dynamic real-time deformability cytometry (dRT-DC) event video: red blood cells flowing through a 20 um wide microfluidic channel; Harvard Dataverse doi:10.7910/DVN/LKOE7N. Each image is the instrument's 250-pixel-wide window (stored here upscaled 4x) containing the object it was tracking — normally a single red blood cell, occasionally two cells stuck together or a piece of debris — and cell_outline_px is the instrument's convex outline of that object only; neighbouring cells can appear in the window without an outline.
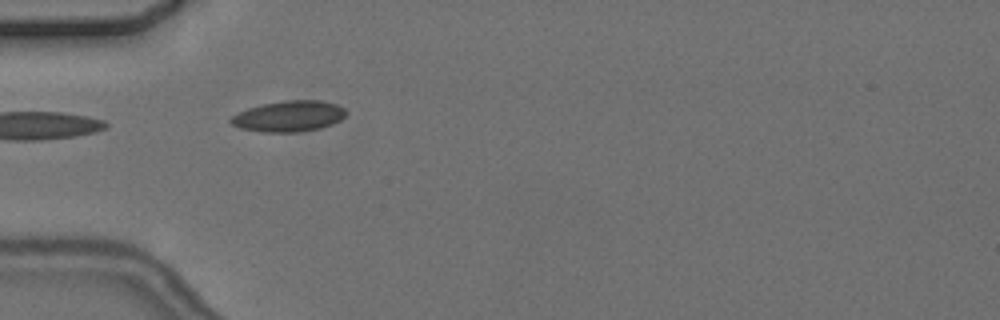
{"species": "common noctule bat (a hibernating species)", "species_latin": "Nyctalus noctula", "temperature_condition": "cold", "stored_images_in_passage": 5, "camera_frame_rate_fps": 3000, "um_per_image_px": 0.085, "animal": {"sex": "female", "body_mass_g": 24.6, "forearm_length_mm": 56.2}, "frame": {"image": 1, "passage_image": 3, "time_ms": 3.0, "image_size_px": [1000, 320], "cell_outline_px": [[348, 112], [340, 120], [332, 124], [320, 128], [300, 132], [260, 132], [240, 128], [232, 124], [228, 120], [232, 116], [248, 108], [264, 104], [284, 100], [320, 100], [336, 104], [344, 108]], "centroid_in_image_um": [24.56, 9.88], "position_along_channel_um": 60.4, "area_um2": 20.75}}
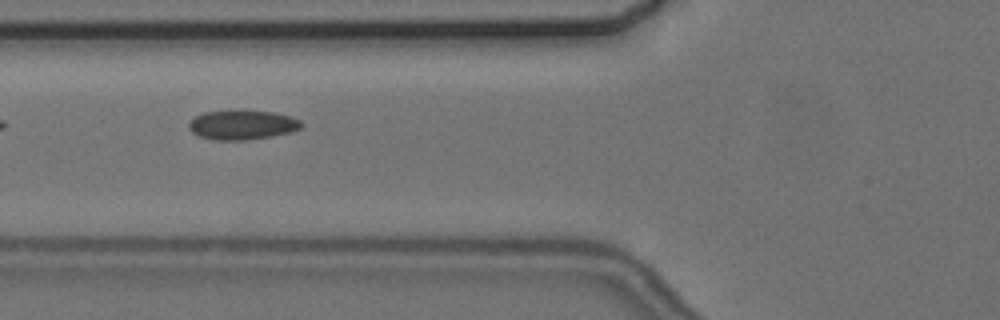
{"frame": {"image": 2, "passage_image": 4, "time_ms": 4.333, "image_size_px": [1000, 320], "cell_outline_px": [[304, 124], [300, 128], [292, 132], [272, 136], [248, 140], [216, 140], [200, 136], [192, 132], [188, 128], [188, 124], [196, 116], [204, 112], [236, 108], [272, 112], [292, 116], [300, 120]], "centroid_in_image_um": [20.61, 10.58], "position_along_channel_um": 105.2, "area_um2": 19.88}}
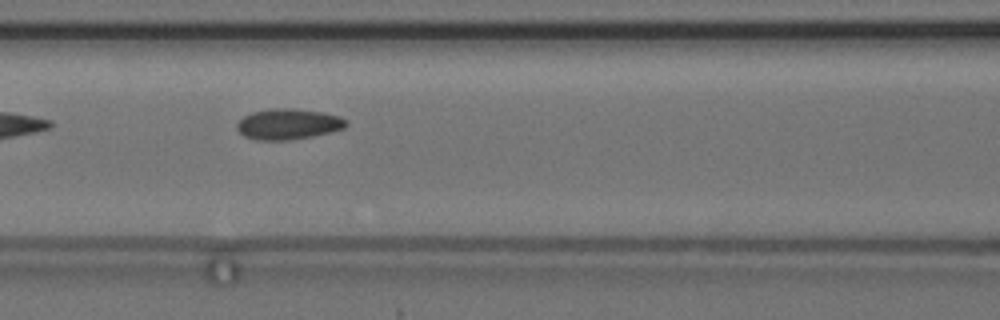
{"frame": {"image": 3, "passage_image": 5, "time_ms": 5.333, "image_size_px": [1000, 320], "cell_outline_px": [[348, 124], [344, 128], [312, 136], [292, 140], [256, 140], [244, 136], [236, 128], [236, 124], [244, 116], [252, 112], [272, 108], [292, 108], [320, 112], [340, 116], [348, 120]], "centroid_in_image_um": [24.49, 10.55], "position_along_channel_um": 142.1, "area_um2": 19.54}}